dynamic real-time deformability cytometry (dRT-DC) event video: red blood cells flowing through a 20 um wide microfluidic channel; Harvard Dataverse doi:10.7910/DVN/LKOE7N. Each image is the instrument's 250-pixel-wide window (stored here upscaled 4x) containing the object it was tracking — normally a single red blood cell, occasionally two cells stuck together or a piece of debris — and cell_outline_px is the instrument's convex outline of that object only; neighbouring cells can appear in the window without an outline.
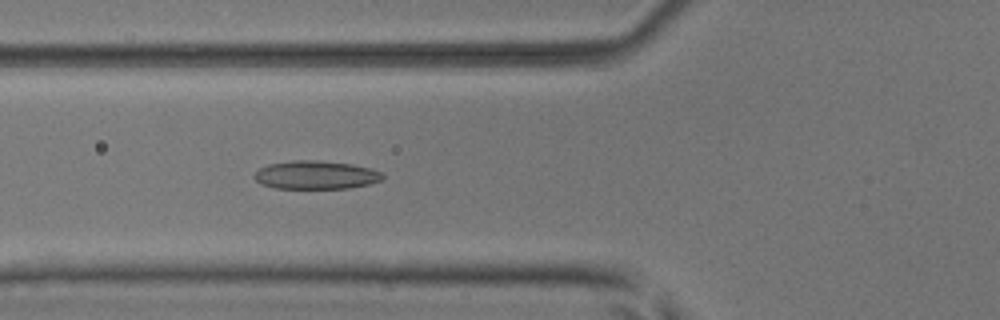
{"species": "common noctule bat (a hibernating species)", "species_latin": "Nyctalus noctula", "temperature_condition": "room temperature", "stored_images_in_passage": 51, "camera_frame_rate_fps": 3000, "um_per_image_px": 0.085, "animal": {"sex": "male", "body_mass_g": 17.9, "forearm_length_mm": 54.2}, "frame": {"image": 1, "passage_image": 19, "time_ms": 6.0, "image_size_px": [1000, 320], "cell_outline_px": [[384, 180], [368, 184], [348, 188], [272, 188], [260, 184], [252, 176], [260, 168], [268, 164], [292, 160], [316, 160], [352, 164], [368, 168], [380, 172], [384, 176]], "centroid_in_image_um": [26.81, 14.87], "position_along_channel_um": 99.0, "area_um2": 21.21}}
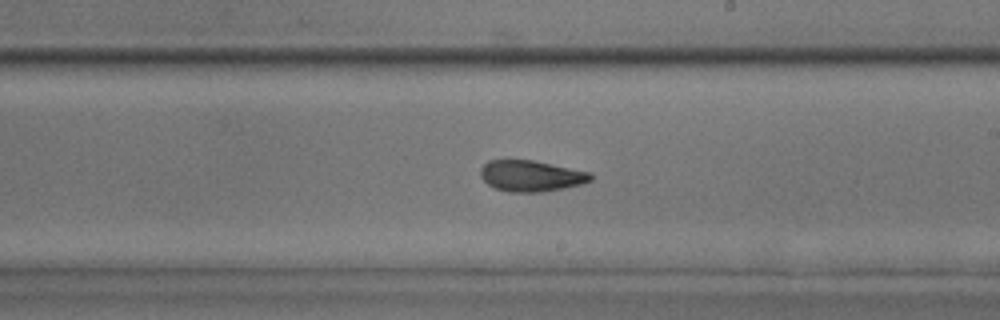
{"frame": {"image": 2, "passage_image": 30, "time_ms": 9.667, "image_size_px": [1000, 320], "cell_outline_px": [[592, 180], [580, 184], [544, 192], [508, 192], [492, 188], [480, 176], [480, 168], [488, 160], [532, 160], [592, 172]], "centroid_in_image_um": [45.12, 14.95], "position_along_channel_um": 243.9, "area_um2": 20.06}}
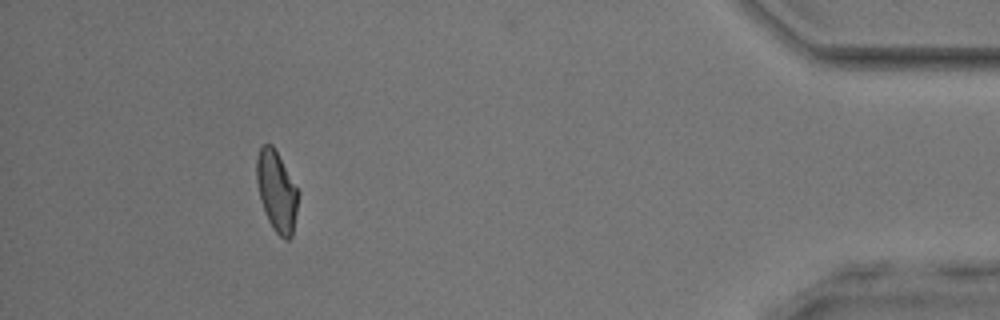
{"frame": {"image": 3, "passage_image": 47, "time_ms": 15.333, "image_size_px": [1000, 320], "cell_outline_px": [[300, 192], [292, 236], [288, 240], [284, 240], [272, 228], [268, 220], [260, 200], [256, 180], [256, 156], [260, 148], [264, 144], [272, 144]], "centroid_in_image_um": [23.52, 16.26], "position_along_channel_um": 411.7, "area_um2": 19.65}, "authors_computed_cell_mechanics": {"area_um2": 20.519, "velocity_mm_per_s": 3.9639, "shape_relaxation_time_tau1_ms": 8.8576, "shape_relaxation_time_tau2_ms": 0.9854, "deformation_change_tau1": 0.2144, "deformation_change_tau2": 0.0633}}